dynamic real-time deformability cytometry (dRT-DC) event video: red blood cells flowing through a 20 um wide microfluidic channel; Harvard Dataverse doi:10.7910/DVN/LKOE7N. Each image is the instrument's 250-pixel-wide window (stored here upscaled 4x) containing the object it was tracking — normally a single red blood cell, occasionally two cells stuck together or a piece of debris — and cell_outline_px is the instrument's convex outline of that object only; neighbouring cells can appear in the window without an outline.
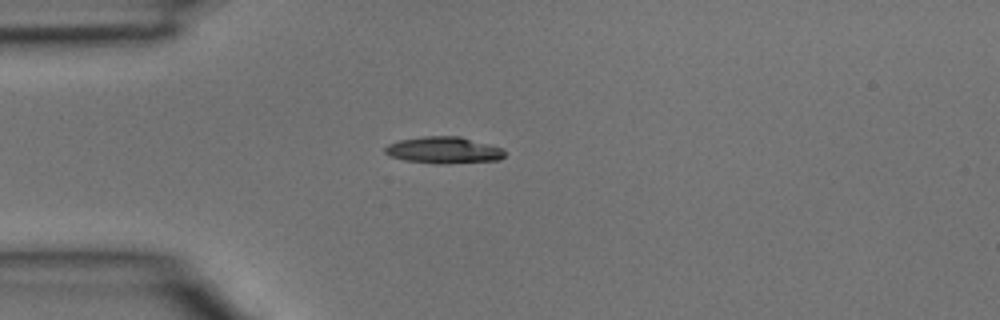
{"species": "common noctule bat (a hibernating species)", "species_latin": "Nyctalus noctula", "temperature_condition": "room temperature", "stored_images_in_passage": 1, "camera_frame_rate_fps": 3000, "um_per_image_px": 0.085, "animal": {"sex": "male", "body_mass_g": 15.6}, "frame": {"image": 1, "passage_image": 1, "time_ms": 0.0, "image_size_px": [1000, 320], "cell_outline_px": [[504, 156], [500, 160], [448, 164], [436, 164], [404, 160], [388, 156], [384, 152], [384, 148], [388, 144], [400, 140], [424, 136], [460, 136], [500, 148], [504, 152]], "centroid_in_image_um": [37.66, 12.77], "position_along_channel_um": 47.3, "area_um2": 18.61}}